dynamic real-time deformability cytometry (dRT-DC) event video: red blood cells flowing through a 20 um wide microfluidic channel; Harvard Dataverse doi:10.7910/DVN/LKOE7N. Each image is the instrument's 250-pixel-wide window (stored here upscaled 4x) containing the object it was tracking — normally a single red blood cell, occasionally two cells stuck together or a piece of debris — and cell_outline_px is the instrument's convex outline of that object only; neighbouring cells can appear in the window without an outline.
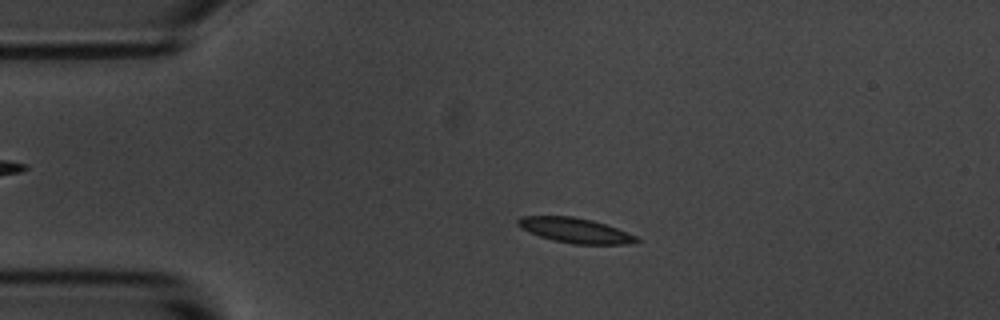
{"species": "common noctule bat (a hibernating species)", "species_latin": "Nyctalus noctula", "temperature_condition": "room temperature", "stored_images_in_passage": 4, "camera_frame_rate_fps": 3000, "um_per_image_px": 0.085, "animal": {"sex": "male", "body_mass_g": 20.1, "forearm_length_mm": 53.5}, "frame": {"image": 1, "passage_image": 3, "time_ms": 2.333, "image_size_px": [1000, 320], "cell_outline_px": [[640, 240], [628, 244], [572, 244], [552, 240], [528, 232], [520, 228], [516, 224], [516, 220], [520, 216], [572, 216], [592, 220], [616, 228], [636, 236]], "centroid_in_image_um": [48.82, 19.58], "position_along_channel_um": 36.2, "area_um2": 17.22}}